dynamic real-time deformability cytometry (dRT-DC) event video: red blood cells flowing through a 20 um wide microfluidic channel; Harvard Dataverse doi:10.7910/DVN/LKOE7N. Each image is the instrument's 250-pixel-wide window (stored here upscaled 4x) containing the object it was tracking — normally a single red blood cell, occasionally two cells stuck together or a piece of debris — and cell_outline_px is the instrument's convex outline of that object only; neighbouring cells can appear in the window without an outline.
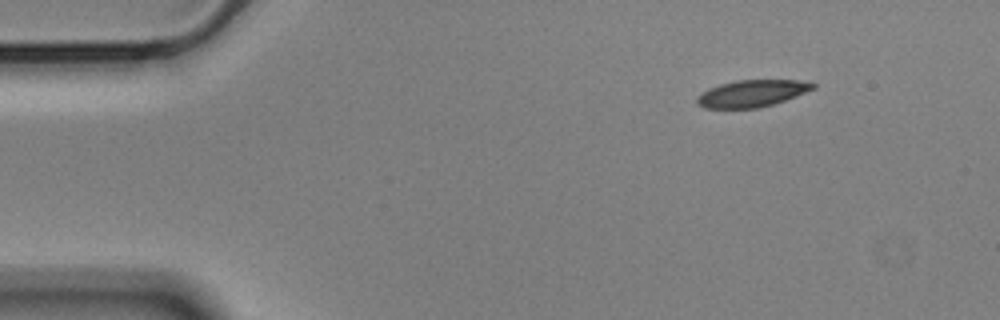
{"species": "Egyptian fruit bat (a non-hibernating species)", "species_latin": "Rousettus aegyptiacus", "temperature_condition": "cold", "stored_images_in_passage": 11, "camera_frame_rate_fps": 3000, "um_per_image_px": 0.085, "animal": {"sex": "male"}, "frame": {"image": 1, "passage_image": 1, "time_ms": 0.0, "image_size_px": [1000, 320], "cell_outline_px": [[816, 88], [796, 96], [760, 108], [704, 108], [696, 104], [696, 96], [708, 88], [720, 84], [736, 80], [796, 80], [816, 84]], "centroid_in_image_um": [63.87, 7.94], "position_along_channel_um": 21.1, "area_um2": 18.21}}
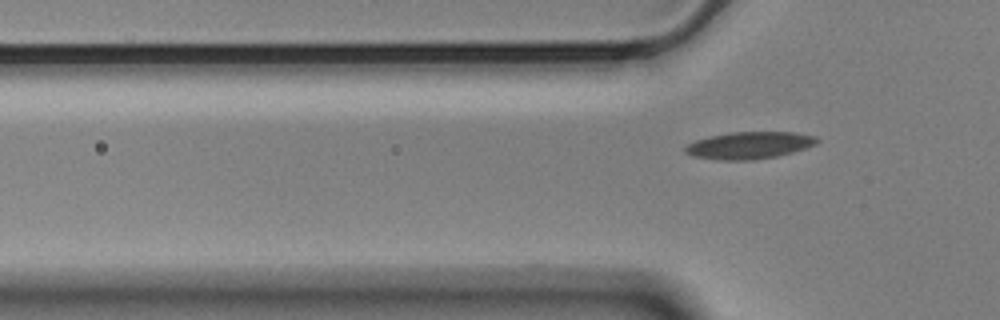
{"frame": {"image": 2, "passage_image": 11, "time_ms": 3.333, "image_size_px": [1000, 320], "cell_outline_px": [[820, 140], [816, 144], [792, 152], [776, 156], [752, 160], [720, 160], [692, 156], [684, 152], [684, 148], [688, 144], [696, 140], [712, 136], [732, 132], [792, 132], [816, 136]], "centroid_in_image_um": [63.69, 12.35], "position_along_channel_um": 62.1, "area_um2": 20.63}}